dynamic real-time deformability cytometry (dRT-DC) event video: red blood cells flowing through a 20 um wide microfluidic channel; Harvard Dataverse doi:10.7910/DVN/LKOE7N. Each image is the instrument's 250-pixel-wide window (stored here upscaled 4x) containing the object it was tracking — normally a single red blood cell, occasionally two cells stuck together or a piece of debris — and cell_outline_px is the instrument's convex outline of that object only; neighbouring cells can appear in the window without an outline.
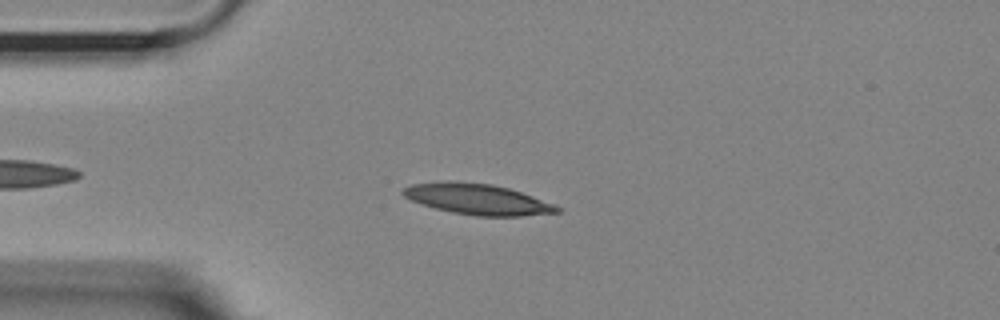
{"species": "Egyptian fruit bat (a non-hibernating species)", "species_latin": "Rousettus aegyptiacus", "temperature_condition": "room temperature", "stored_images_in_passage": 45, "camera_frame_rate_fps": 3000, "um_per_image_px": 0.085, "animal": {"sex": "female"}, "frame": {"image": 1, "passage_image": 8, "time_ms": 2.333, "image_size_px": [1000, 320], "cell_outline_px": [[560, 212], [520, 216], [476, 216], [452, 212], [436, 208], [412, 200], [404, 196], [400, 192], [404, 188], [412, 184], [436, 180], [456, 180], [492, 184], [508, 188], [532, 196], [552, 204], [560, 208]], "centroid_in_image_um": [40.52, 16.91], "position_along_channel_um": 44.5, "area_um2": 27.57}}
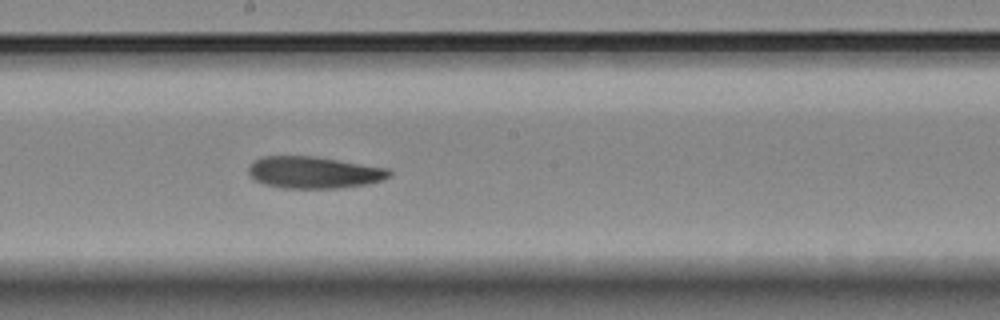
{"frame": {"image": 2, "passage_image": 24, "time_ms": 7.667, "image_size_px": [1000, 320], "cell_outline_px": [[392, 176], [384, 180], [368, 184], [340, 188], [284, 188], [264, 184], [256, 180], [248, 172], [248, 168], [252, 160], [264, 156], [316, 156], [388, 168], [392, 172]], "centroid_in_image_um": [26.72, 14.65], "position_along_channel_um": 221.5, "area_um2": 26.36}}
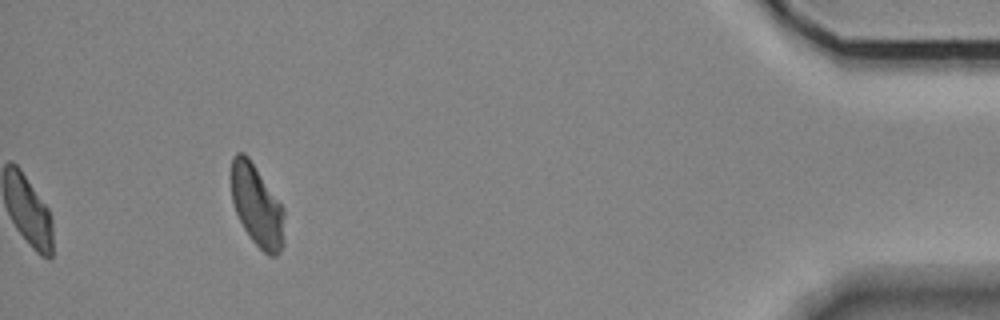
{"frame": {"image": 3, "passage_image": 45, "time_ms": 14.667, "image_size_px": [1000, 320], "cell_outline_px": [[284, 244], [280, 252], [276, 256], [268, 256], [252, 240], [244, 228], [236, 212], [232, 200], [228, 176], [232, 156], [236, 152], [244, 152], [248, 156], [284, 208]], "centroid_in_image_um": [21.8, 17.44], "position_along_channel_um": 413.4, "area_um2": 25.78}}